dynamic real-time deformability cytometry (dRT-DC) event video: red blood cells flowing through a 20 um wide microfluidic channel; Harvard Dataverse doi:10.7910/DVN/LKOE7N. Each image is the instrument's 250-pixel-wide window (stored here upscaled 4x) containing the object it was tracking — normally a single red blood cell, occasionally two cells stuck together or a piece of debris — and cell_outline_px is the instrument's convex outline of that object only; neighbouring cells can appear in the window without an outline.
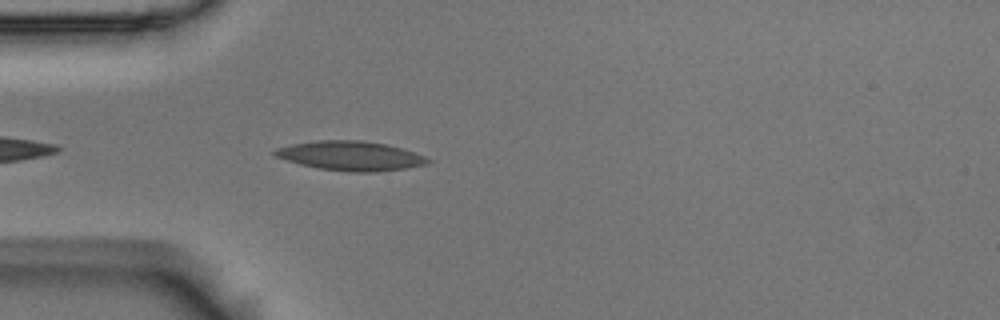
{"species": "Egyptian fruit bat (a non-hibernating species)", "species_latin": "Rousettus aegyptiacus", "temperature_condition": "room temperature", "stored_images_in_passage": 28, "camera_frame_rate_fps": 3000, "um_per_image_px": 0.085, "animal": {"sex": "male"}, "frame": {"image": 1, "passage_image": 3, "time_ms": 0.667, "image_size_px": [1000, 320], "cell_outline_px": [[432, 160], [428, 164], [404, 168], [376, 172], [348, 172], [320, 168], [300, 164], [276, 156], [272, 152], [276, 148], [292, 144], [316, 140], [364, 140], [388, 144], [424, 156]], "centroid_in_image_um": [29.81, 13.24], "position_along_channel_um": 55.2, "area_um2": 26.07}}
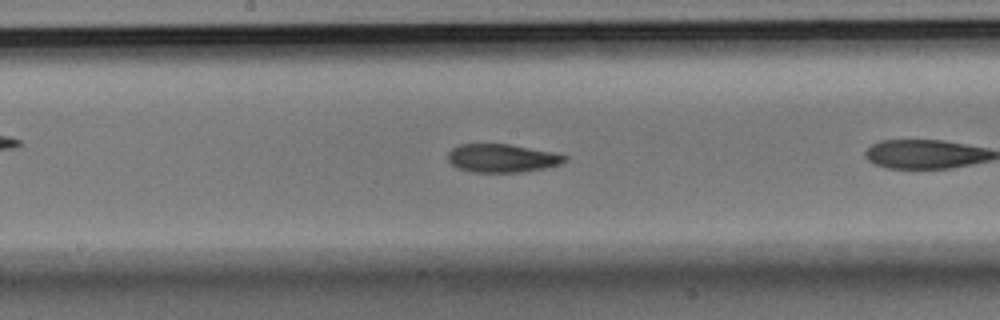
{"frame": {"image": 2, "passage_image": 13, "time_ms": 4.0, "image_size_px": [1000, 320], "cell_outline_px": [[568, 160], [560, 164], [544, 168], [520, 172], [472, 172], [460, 168], [452, 164], [448, 160], [448, 152], [452, 148], [460, 144], [508, 144], [552, 152], [568, 156]], "centroid_in_image_um": [42.68, 13.44], "position_along_channel_um": 205.5, "area_um2": 19.13}}
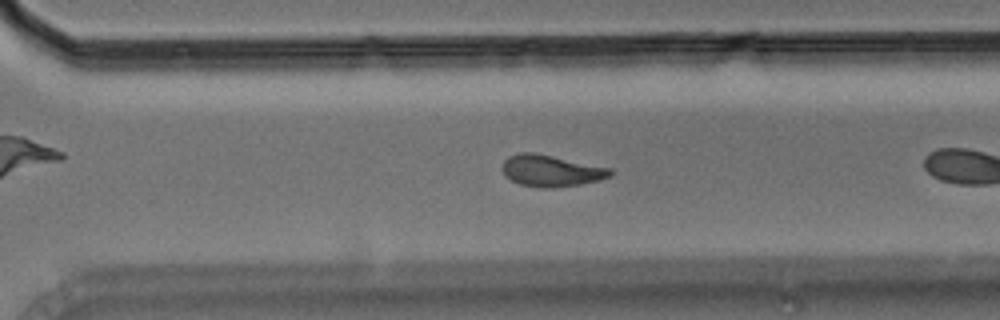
{"frame": {"image": 3, "passage_image": 23, "time_ms": 7.333, "image_size_px": [1000, 320], "cell_outline_px": [[616, 172], [612, 176], [580, 184], [552, 188], [540, 188], [520, 184], [504, 176], [504, 160], [508, 156], [520, 152], [532, 152], [612, 168]], "centroid_in_image_um": [46.87, 14.51], "position_along_channel_um": 323.7, "area_um2": 19.77}}